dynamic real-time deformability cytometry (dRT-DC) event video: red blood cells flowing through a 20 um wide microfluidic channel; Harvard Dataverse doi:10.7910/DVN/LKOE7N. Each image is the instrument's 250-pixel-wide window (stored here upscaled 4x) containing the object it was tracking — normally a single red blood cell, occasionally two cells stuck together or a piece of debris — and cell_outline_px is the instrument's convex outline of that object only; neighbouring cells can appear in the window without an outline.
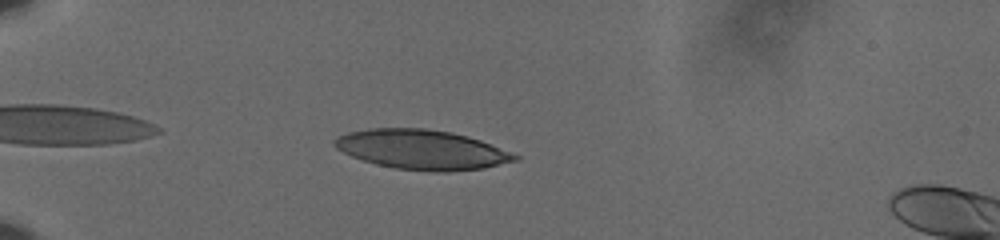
{"species": "human", "species_latin": "Homo sapiens", "temperature_condition": "cold", "stored_images_in_passage": 45, "camera_frame_rate_fps": 3000, "um_per_image_px": 0.085, "donor": {"sex": "male"}, "frame": {"image": 1, "passage_image": 4, "time_ms": 1.0, "image_size_px": [1000, 240], "cell_outline_px": [[520, 160], [484, 168], [448, 172], [432, 172], [396, 168], [376, 164], [352, 156], [336, 148], [332, 144], [332, 140], [336, 136], [348, 132], [368, 128], [424, 128], [452, 132], [468, 136], [480, 140], [520, 156]], "centroid_in_image_um": [35.85, 12.71], "position_along_channel_um": 49.1, "area_um2": 41.79}}
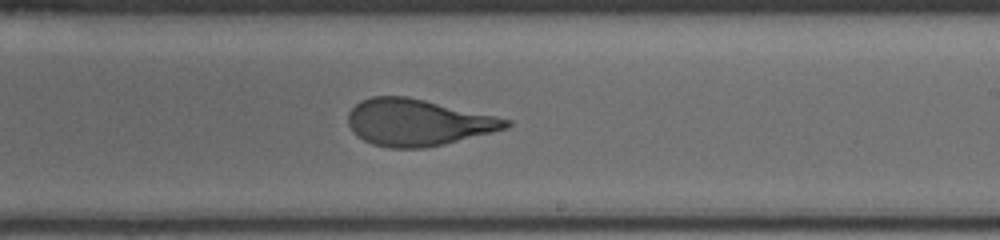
{"frame": {"image": 2, "passage_image": 24, "time_ms": 7.667, "image_size_px": [1000, 240], "cell_outline_px": [[512, 124], [508, 128], [444, 144], [424, 148], [388, 148], [372, 144], [364, 140], [348, 124], [348, 112], [360, 100], [372, 96], [408, 96], [512, 120]], "centroid_in_image_um": [35.51, 10.4], "position_along_channel_um": 253.5, "area_um2": 42.66}}
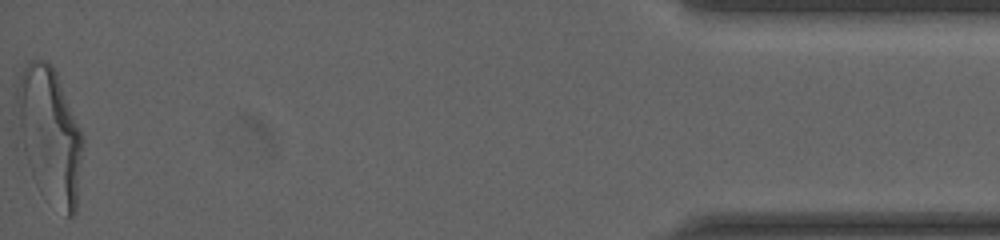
{"frame": {"image": 3, "passage_image": 45, "time_ms": 14.667, "image_size_px": [1000, 240], "cell_outline_px": [[84, 140], [76, 212], [72, 216], [68, 216], [40, 192], [16, 148], [12, 84], [28, 60], [48, 60], [56, 72], [84, 136]], "centroid_in_image_um": [4.09, 11.4], "position_along_channel_um": 431.1, "area_um2": 54.85}, "authors_computed_cell_mechanics": {"area_um2": 43.4078, "velocity_mm_per_s": 3.623, "shape_relaxation_time_tau1_ms": 5.3854, "shape_relaxation_time_tau2_ms": 1.0056, "deformation_change_tau1": 0.2191, "deformation_change_tau2": 0.0935}}